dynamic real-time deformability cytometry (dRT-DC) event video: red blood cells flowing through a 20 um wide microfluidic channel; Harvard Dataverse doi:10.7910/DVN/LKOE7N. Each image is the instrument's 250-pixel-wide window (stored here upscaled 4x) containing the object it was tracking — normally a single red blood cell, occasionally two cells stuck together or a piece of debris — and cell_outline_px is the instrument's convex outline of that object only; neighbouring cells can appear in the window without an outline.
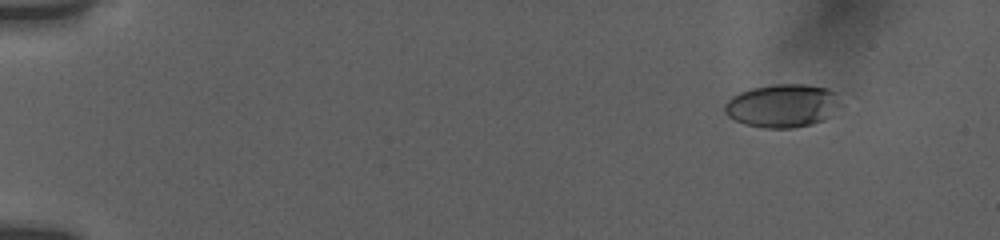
{"species": "human", "species_latin": "Homo sapiens", "temperature_condition": "room temperature", "stored_images_in_passage": 56, "camera_frame_rate_fps": 3000, "um_per_image_px": 0.085, "donor": {"sex": "female"}, "frame": {"image": 1, "passage_image": 7, "time_ms": 2.0, "image_size_px": [1000, 240], "cell_outline_px": [[844, 104], [832, 116], [824, 120], [812, 124], [792, 128], [764, 128], [744, 124], [728, 116], [724, 112], [724, 104], [732, 96], [740, 92], [752, 88], [776, 84], [804, 84], [828, 88], [836, 92]], "centroid_in_image_um": [66.57, 8.99], "position_along_channel_um": 18.4, "area_um2": 29.71}}
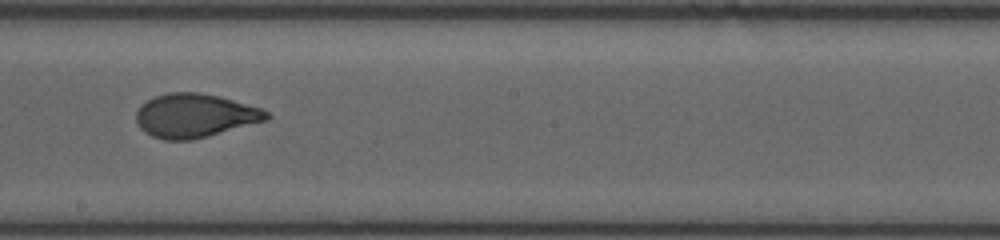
{"frame": {"image": 2, "passage_image": 34, "time_ms": 11.0, "image_size_px": [1000, 240], "cell_outline_px": [[272, 116], [268, 120], [208, 136], [192, 140], [164, 140], [152, 136], [144, 132], [140, 128], [136, 120], [136, 112], [140, 104], [156, 96], [168, 92], [200, 92], [220, 96], [264, 108]], "centroid_in_image_um": [16.59, 9.82], "position_along_channel_um": 231.6, "area_um2": 33.64}}
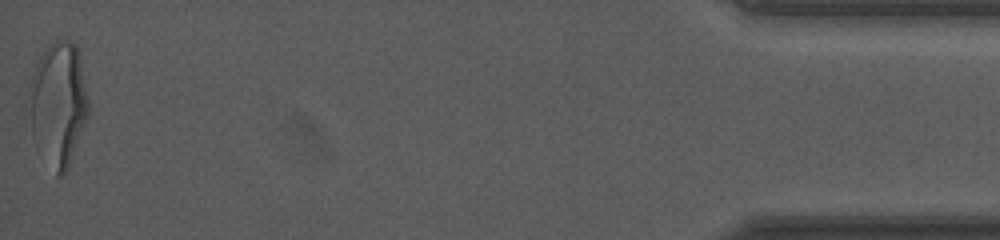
{"frame": {"image": 3, "passage_image": 56, "time_ms": 18.333, "image_size_px": [1000, 240], "cell_outline_px": [[88, 116], [68, 168], [60, 176], [56, 176], [32, 136], [32, 76], [36, 64], [40, 56], [56, 40], [68, 40], [76, 44], [80, 56], [88, 100]], "centroid_in_image_um": [5.01, 8.82], "position_along_channel_um": 430.2, "area_um2": 41.44}, "authors_computed_cell_mechanics": {"area_um2": 32.7437, "velocity_mm_per_s": 3.8554, "shape_relaxation_time_tau1_ms": 3.903, "shape_relaxation_time_tau2_ms": 0.7957, "deformation_change_tau1": 0.1742, "deformation_change_tau2": 0.0591}}